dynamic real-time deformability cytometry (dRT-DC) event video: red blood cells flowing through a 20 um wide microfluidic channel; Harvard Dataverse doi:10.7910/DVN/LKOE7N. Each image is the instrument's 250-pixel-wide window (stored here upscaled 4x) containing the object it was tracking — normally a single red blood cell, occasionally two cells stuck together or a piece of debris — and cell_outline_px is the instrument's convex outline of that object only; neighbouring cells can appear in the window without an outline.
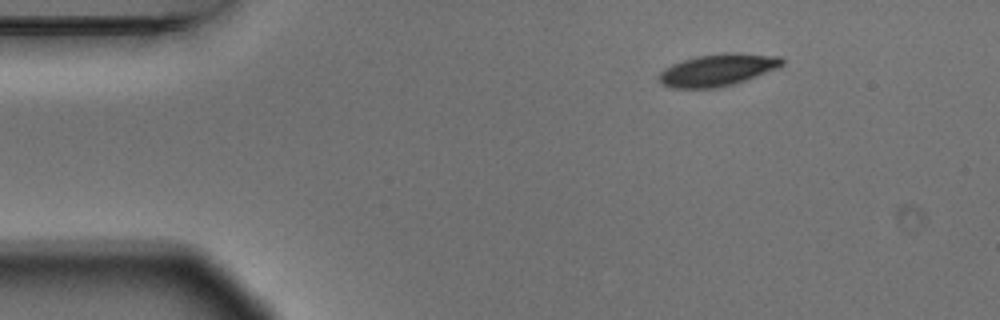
{"species": "Egyptian fruit bat (a non-hibernating species)", "species_latin": "Rousettus aegyptiacus", "temperature_condition": "warm", "stored_images_in_passage": 6, "camera_frame_rate_fps": 3000, "um_per_image_px": 0.085, "animal": {"sex": "male"}, "frame": {"image": 1, "passage_image": 1, "time_ms": 0.0, "image_size_px": [1000, 320], "cell_outline_px": [[784, 64], [776, 68], [744, 80], [732, 84], [716, 88], [672, 88], [660, 84], [656, 76], [664, 68], [672, 64], [696, 56], [724, 52], [740, 52], [780, 56], [784, 60]], "centroid_in_image_um": [60.95, 5.93], "position_along_channel_um": 24.0, "area_um2": 23.12}}
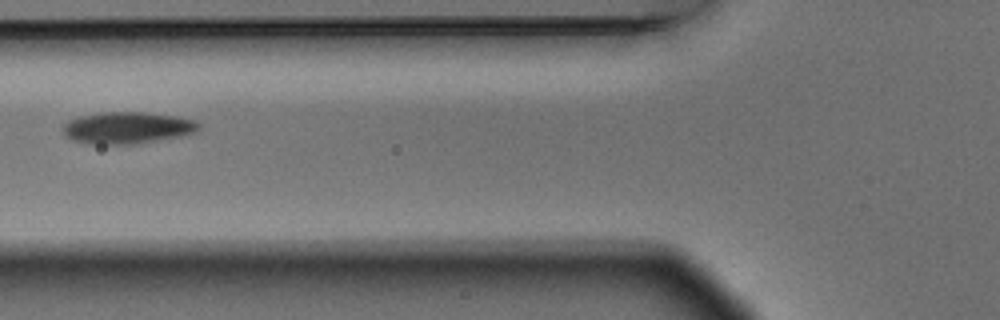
{"frame": {"image": 2, "passage_image": 4, "time_ms": 1.0, "image_size_px": [1000, 320], "cell_outline_px": [[200, 128], [196, 132], [180, 136], [136, 144], [88, 144], [72, 140], [64, 132], [64, 124], [68, 120], [76, 116], [100, 112], [144, 112], [180, 116], [196, 120], [200, 124]], "centroid_in_image_um": [10.84, 10.85], "position_along_channel_um": 115.0, "area_um2": 25.43}}
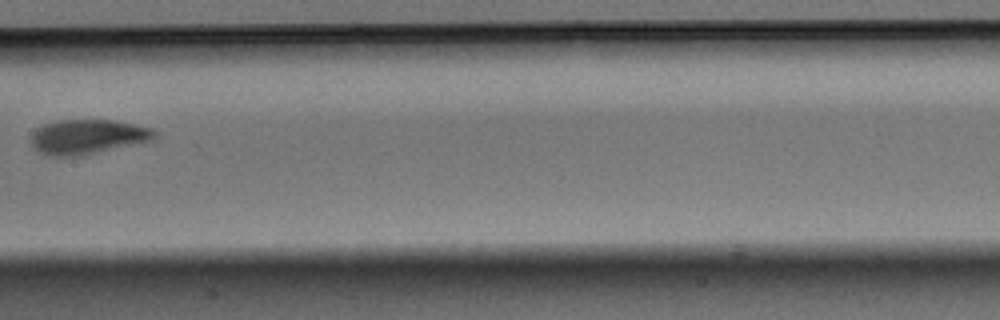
{"frame": {"image": 3, "passage_image": 6, "time_ms": 1.667, "image_size_px": [1000, 320], "cell_outline_px": [[156, 136], [152, 140], [72, 156], [48, 156], [40, 152], [32, 144], [32, 136], [36, 128], [44, 124], [56, 120], [116, 120], [152, 128], [156, 132]], "centroid_in_image_um": [7.43, 11.59], "position_along_channel_um": 200.0, "area_um2": 24.33}}